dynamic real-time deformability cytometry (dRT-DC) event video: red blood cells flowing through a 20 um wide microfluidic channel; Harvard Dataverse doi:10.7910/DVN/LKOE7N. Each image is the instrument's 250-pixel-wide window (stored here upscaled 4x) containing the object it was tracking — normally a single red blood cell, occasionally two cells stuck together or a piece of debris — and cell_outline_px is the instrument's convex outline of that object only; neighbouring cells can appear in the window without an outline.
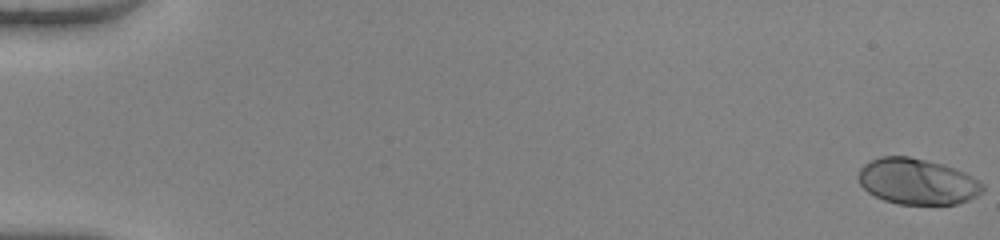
{"species": "human", "species_latin": "Homo sapiens", "temperature_condition": "warm", "stored_images_in_passage": 52, "camera_frame_rate_fps": 3000, "um_per_image_px": 0.085, "donor": {"sex": "female"}, "frame": {"image": 1, "passage_image": 1, "time_ms": 0.0, "image_size_px": [1000, 240], "cell_outline_px": [[984, 192], [968, 200], [956, 204], [896, 204], [884, 200], [868, 192], [860, 184], [860, 168], [864, 164], [880, 156], [908, 156], [944, 164], [956, 168], [972, 176], [984, 184]], "centroid_in_image_um": [78.0, 15.43], "position_along_channel_um": 7.0, "area_um2": 33.29}}
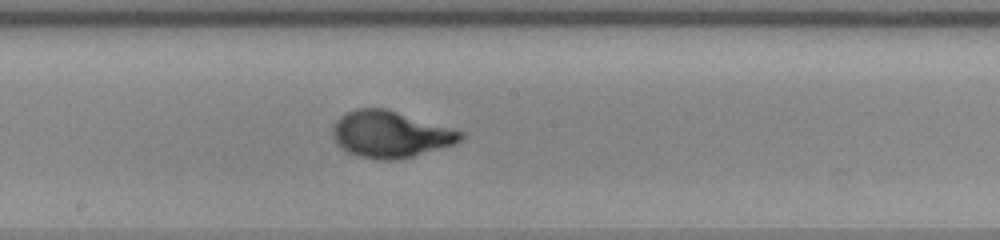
{"frame": {"image": 2, "passage_image": 30, "time_ms": 9.667, "image_size_px": [1000, 240], "cell_outline_px": [[464, 136], [456, 144], [412, 156], [396, 160], [376, 160], [356, 156], [348, 152], [336, 140], [336, 124], [340, 116], [356, 108], [388, 108], [452, 128], [464, 132]], "centroid_in_image_um": [33.26, 11.41], "position_along_channel_um": 214.9, "area_um2": 34.33}}
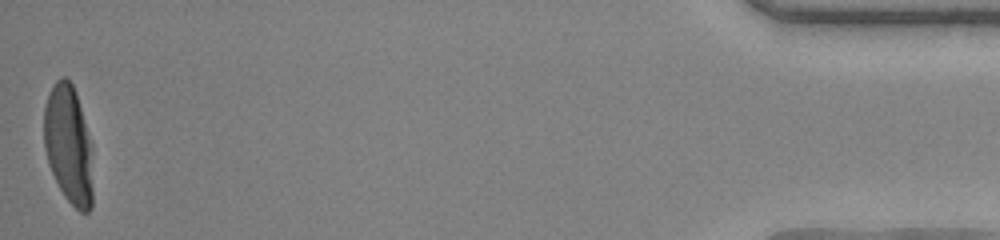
{"frame": {"image": 3, "passage_image": 52, "time_ms": 17.0, "image_size_px": [1000, 240], "cell_outline_px": [[92, 208], [88, 212], [80, 212], [64, 196], [48, 164], [44, 148], [44, 108], [48, 96], [56, 80], [60, 76], [64, 76], [72, 84], [76, 92], [92, 144]], "centroid_in_image_um": [5.84, 12.3], "position_along_channel_um": 429.4, "area_um2": 33.93}, "authors_computed_cell_mechanics": {"area_um2": 33.3506, "velocity_mm_per_s": 4.0927, "shape_relaxation_time_tau1_ms": 3.5285, "shape_relaxation_time_tau2_ms": null, "deformation_change_tau1": 0.2734, "deformation_change_tau2": null}}